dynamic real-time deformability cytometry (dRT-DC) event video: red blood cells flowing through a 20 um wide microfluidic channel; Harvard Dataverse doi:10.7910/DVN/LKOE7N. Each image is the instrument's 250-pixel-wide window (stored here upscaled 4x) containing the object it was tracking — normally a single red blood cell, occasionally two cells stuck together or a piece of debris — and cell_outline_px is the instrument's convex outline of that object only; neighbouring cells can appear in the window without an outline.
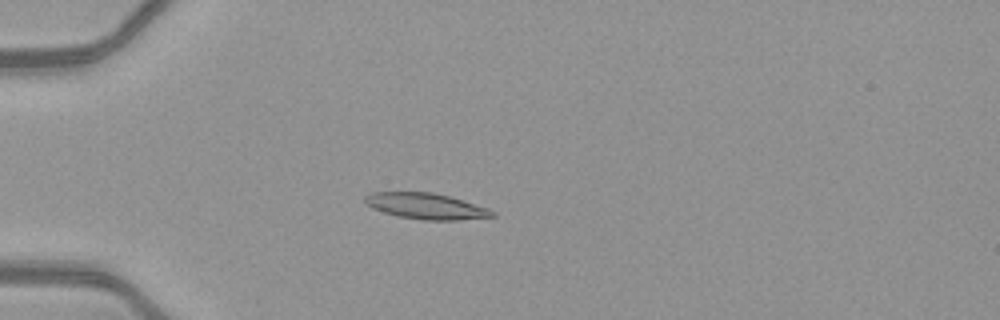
{"species": "common noctule bat (a hibernating species)", "species_latin": "Nyctalus noctula", "temperature_condition": "warm", "stored_images_in_passage": 39, "camera_frame_rate_fps": 3000, "um_per_image_px": 0.085, "animal": {"sex": "female", "body_mass_g": 21.9}, "frame": {"image": 1, "passage_image": 3, "time_ms": 0.667, "image_size_px": [1000, 320], "cell_outline_px": [[496, 216], [460, 220], [424, 220], [396, 216], [372, 208], [364, 200], [364, 196], [372, 192], [432, 192], [448, 196], [488, 208], [496, 212]], "centroid_in_image_um": [36.22, 17.52], "position_along_channel_um": 48.8, "area_um2": 19.19}}
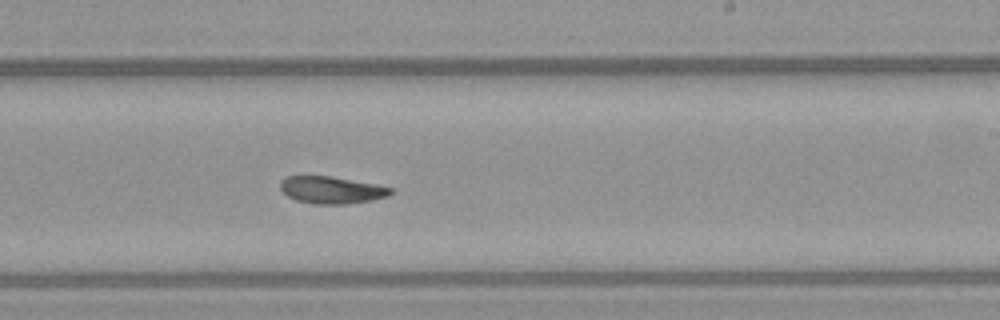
{"frame": {"image": 2, "passage_image": 20, "time_ms": 6.333, "image_size_px": [1000, 320], "cell_outline_px": [[392, 192], [388, 196], [372, 200], [344, 204], [312, 204], [296, 200], [288, 196], [280, 188], [280, 180], [284, 176], [332, 176], [376, 184], [392, 188]], "centroid_in_image_um": [28.16, 16.14], "position_along_channel_um": 260.8, "area_um2": 17.51}}
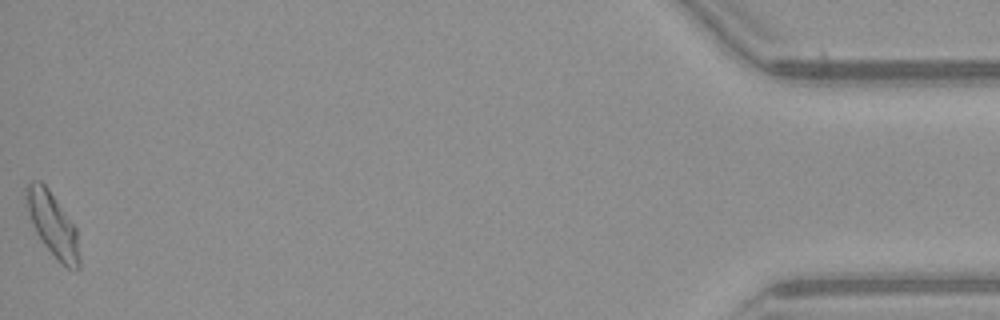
{"frame": {"image": 3, "passage_image": 39, "time_ms": 12.667, "image_size_px": [1000, 320], "cell_outline_px": [[80, 268], [76, 272], [60, 264], [56, 260], [44, 244], [36, 232], [28, 212], [24, 196], [24, 188], [28, 180], [40, 180], [48, 188], [76, 228], [80, 256]], "centroid_in_image_um": [4.47, 19.1], "position_along_channel_um": 430.7, "area_um2": 20.06}, "authors_computed_cell_mechanics": {"area_um2": 18.3804, "velocity_mm_per_s": 4.1389, "shape_relaxation_time_tau1_ms": 5.7643, "shape_relaxation_time_tau2_ms": 2.9107, "deformation_change_tau1": 0.1763, "deformation_change_tau2": 0.0743}}